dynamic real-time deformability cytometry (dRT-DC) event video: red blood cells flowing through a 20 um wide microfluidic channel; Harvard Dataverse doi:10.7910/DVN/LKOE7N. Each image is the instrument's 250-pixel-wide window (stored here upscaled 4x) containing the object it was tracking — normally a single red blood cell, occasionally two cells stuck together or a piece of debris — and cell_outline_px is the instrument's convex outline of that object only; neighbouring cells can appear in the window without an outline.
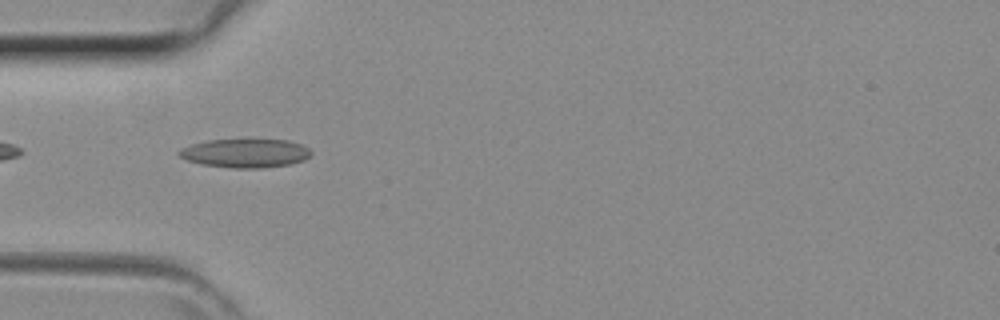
{"species": "common noctule bat (a hibernating species)", "species_latin": "Nyctalus noctula", "temperature_condition": "room temperature", "stored_images_in_passage": 39, "camera_frame_rate_fps": 3000, "um_per_image_px": 0.085, "animal": {"sex": "female", "body_mass_g": 29.2, "forearm_length_mm": 56.3}, "frame": {"image": 1, "passage_image": 10, "time_ms": 3.0, "image_size_px": [1000, 320], "cell_outline_px": [[312, 152], [304, 160], [288, 164], [260, 168], [232, 168], [200, 164], [188, 160], [180, 156], [176, 152], [180, 148], [192, 144], [208, 140], [252, 136], [288, 140], [300, 144], [308, 148]], "centroid_in_image_um": [20.83, 12.96], "position_along_channel_um": 64.2, "area_um2": 23.06}}
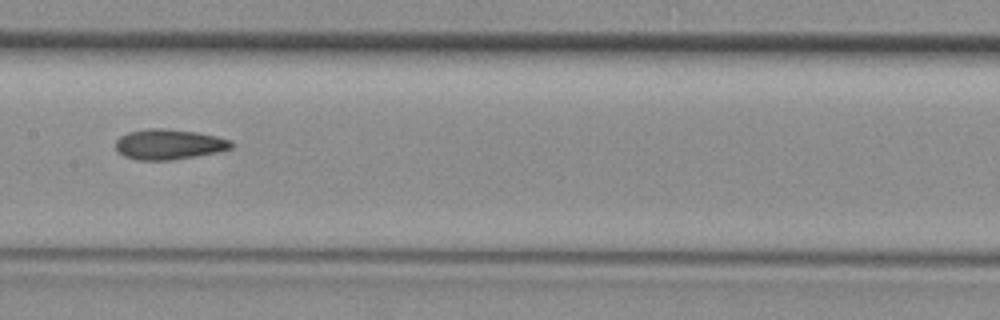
{"frame": {"image": 2, "passage_image": 18, "time_ms": 5.667, "image_size_px": [1000, 320], "cell_outline_px": [[232, 148], [216, 152], [196, 156], [172, 160], [136, 160], [124, 156], [116, 152], [116, 140], [120, 136], [128, 132], [148, 128], [160, 128], [196, 132], [216, 136], [228, 140], [232, 144]], "centroid_in_image_um": [14.29, 12.27], "position_along_channel_um": 193.1, "area_um2": 20.35}}
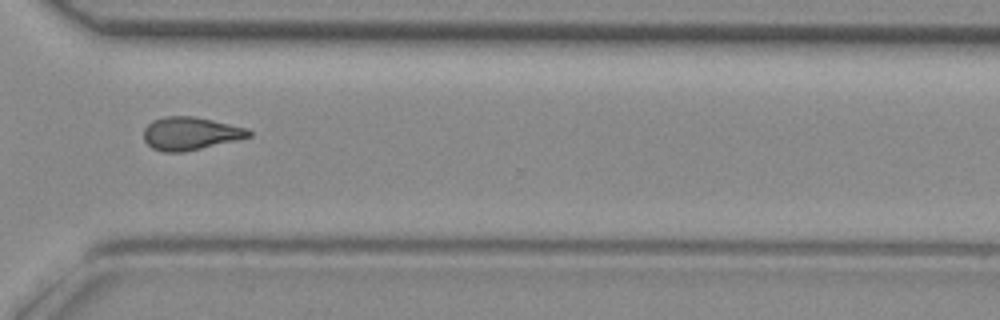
{"frame": {"image": 3, "passage_image": 28, "time_ms": 9.0, "image_size_px": [1000, 320], "cell_outline_px": [[252, 136], [236, 140], [184, 152], [164, 152], [152, 148], [144, 140], [144, 128], [152, 120], [164, 116], [196, 116], [244, 128], [252, 132]], "centroid_in_image_um": [16.14, 11.34], "position_along_channel_um": 354.5, "area_um2": 20.06}}